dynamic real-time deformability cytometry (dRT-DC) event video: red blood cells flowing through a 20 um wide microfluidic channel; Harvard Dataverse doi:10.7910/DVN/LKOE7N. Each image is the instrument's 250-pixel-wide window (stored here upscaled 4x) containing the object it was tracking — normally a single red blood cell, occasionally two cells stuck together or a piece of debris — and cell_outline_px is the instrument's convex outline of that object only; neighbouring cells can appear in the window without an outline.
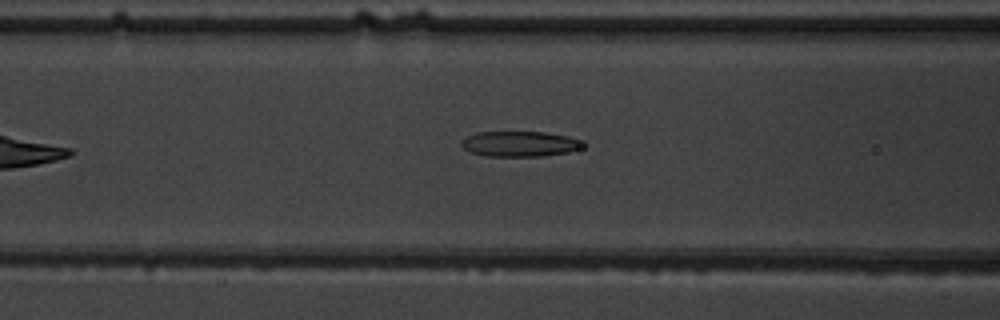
{"species": "common noctule bat (a hibernating species)", "species_latin": "Nyctalus noctula", "temperature_condition": "warm", "stored_images_in_passage": 6, "camera_frame_rate_fps": 3000, "um_per_image_px": 0.085, "animal": {"sex": "male", "body_mass_g": 19.5, "forearm_length_mm": 54.6}, "frame": {"image": 1, "passage_image": 6, "time_ms": 6.0, "image_size_px": [1000, 320], "cell_outline_px": [[584, 144], [580, 148], [568, 152], [540, 156], [484, 156], [472, 152], [464, 148], [460, 144], [460, 140], [476, 132], [544, 132], [568, 136]], "centroid_in_image_um": [44.11, 12.23], "position_along_channel_um": 122.5, "area_um2": 17.74}}